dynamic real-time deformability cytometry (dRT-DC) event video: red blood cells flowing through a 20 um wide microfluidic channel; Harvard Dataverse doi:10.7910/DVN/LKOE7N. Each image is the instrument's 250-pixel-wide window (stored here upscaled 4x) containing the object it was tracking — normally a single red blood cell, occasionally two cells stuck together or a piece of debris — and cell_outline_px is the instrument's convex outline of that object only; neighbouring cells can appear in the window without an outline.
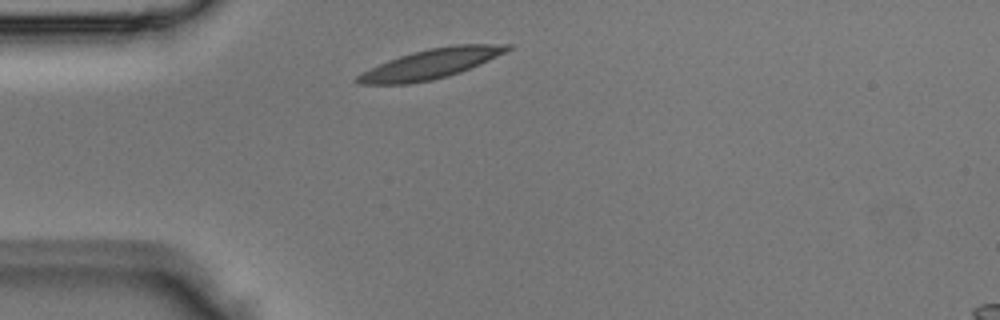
{"species": "Egyptian fruit bat (a non-hibernating species)", "species_latin": "Rousettus aegyptiacus", "temperature_condition": "room temperature", "stored_images_in_passage": 1, "camera_frame_rate_fps": 3000, "um_per_image_px": 0.085, "animal": {"sex": "male"}, "frame": {"image": 1, "passage_image": 1, "time_ms": 0.0, "image_size_px": [1000, 320], "cell_outline_px": [[512, 48], [480, 64], [460, 72], [448, 76], [432, 80], [408, 84], [356, 84], [352, 80], [356, 76], [388, 60], [412, 52], [452, 44], [512, 44]], "centroid_in_image_um": [36.6, 5.43], "position_along_channel_um": 48.4, "area_um2": 25.72}}